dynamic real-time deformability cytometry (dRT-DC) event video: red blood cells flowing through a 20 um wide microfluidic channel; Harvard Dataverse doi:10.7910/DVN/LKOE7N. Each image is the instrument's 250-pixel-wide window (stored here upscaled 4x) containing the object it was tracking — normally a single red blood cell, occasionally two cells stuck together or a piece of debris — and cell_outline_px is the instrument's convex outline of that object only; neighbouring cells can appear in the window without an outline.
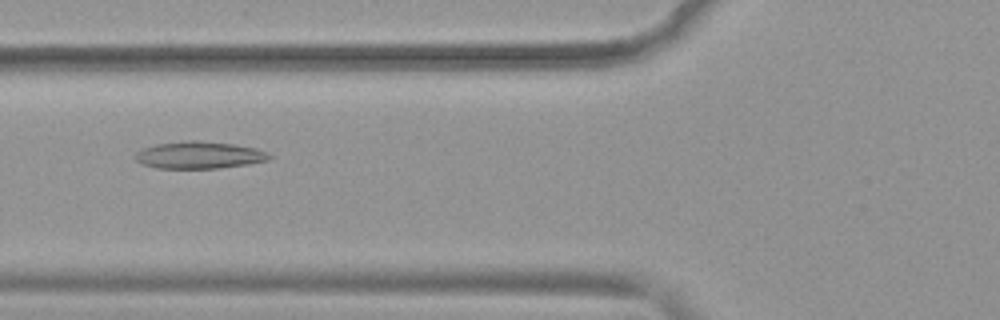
{"species": "common noctule bat (a hibernating species)", "species_latin": "Nyctalus noctula", "temperature_condition": "warm", "stored_images_in_passage": 51, "camera_frame_rate_fps": 3000, "um_per_image_px": 0.085, "animal": {"sex": "female", "body_mass_g": 19.9}, "frame": {"image": 1, "passage_image": 20, "time_ms": 6.333, "image_size_px": [1000, 320], "cell_outline_px": [[272, 156], [268, 160], [248, 164], [220, 168], [156, 168], [144, 164], [136, 160], [136, 152], [144, 148], [156, 144], [188, 140], [196, 140], [232, 144], [256, 148], [268, 152]], "centroid_in_image_um": [16.96, 13.18], "position_along_channel_um": 108.8, "area_um2": 21.04}}
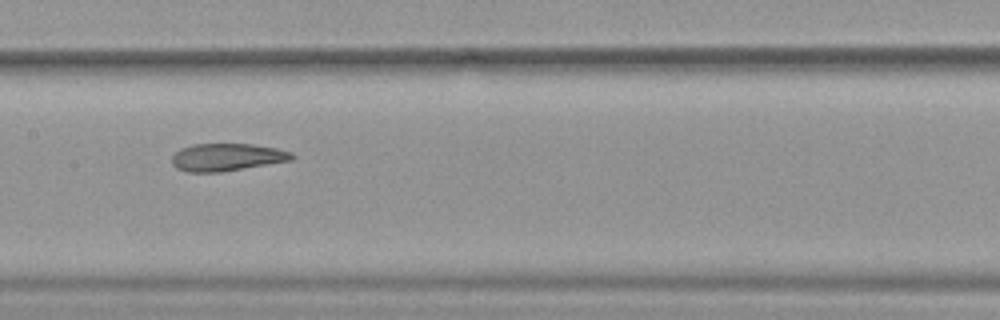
{"frame": {"image": 2, "passage_image": 26, "time_ms": 8.333, "image_size_px": [1000, 320], "cell_outline_px": [[296, 156], [292, 160], [220, 172], [188, 172], [176, 168], [172, 164], [172, 156], [180, 148], [192, 144], [252, 144], [276, 148], [292, 152]], "centroid_in_image_um": [19.27, 13.36], "position_along_channel_um": 188.1, "area_um2": 19.25}}
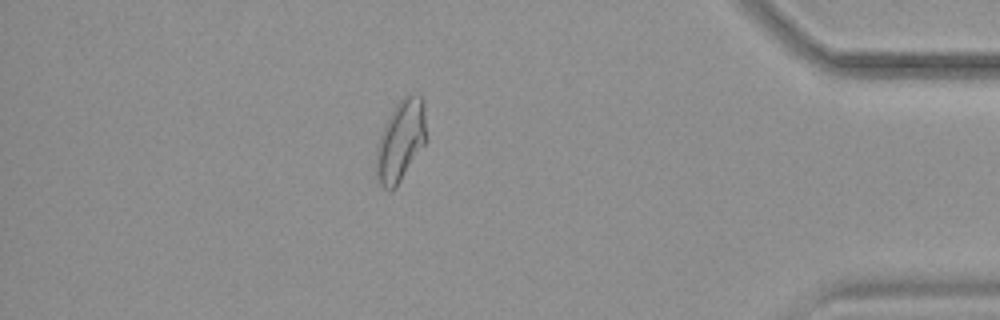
{"frame": {"image": 3, "passage_image": 45, "time_ms": 14.667, "image_size_px": [1000, 320], "cell_outline_px": [[428, 140], [396, 188], [392, 192], [388, 192], [380, 184], [376, 176], [376, 144], [380, 132], [392, 108], [408, 92], [412, 92], [420, 96], [424, 100], [428, 136]], "centroid_in_image_um": [34.08, 11.94], "position_along_channel_um": 401.1, "area_um2": 24.74}, "authors_computed_cell_mechanics": {"area_um2": 23.0622, "velocity_mm_per_s": 3.964, "shape_relaxation_time_tau1_ms": null, "shape_relaxation_time_tau2_ms": 2.1612, "deformation_change_tau1": null, "deformation_change_tau2": 0.0907}}